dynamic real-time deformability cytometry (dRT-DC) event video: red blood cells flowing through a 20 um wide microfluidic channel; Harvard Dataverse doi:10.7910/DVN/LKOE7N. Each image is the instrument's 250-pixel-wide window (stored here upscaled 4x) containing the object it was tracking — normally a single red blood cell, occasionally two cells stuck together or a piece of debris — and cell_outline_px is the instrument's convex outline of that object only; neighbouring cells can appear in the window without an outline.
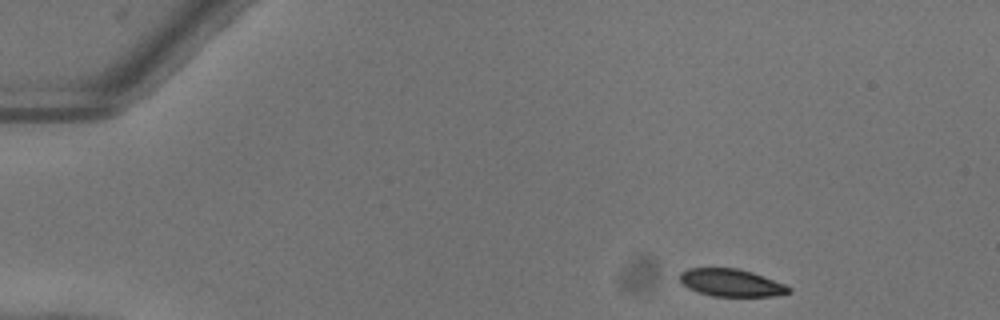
{"species": "common noctule bat (a hibernating species)", "species_latin": "Nyctalus noctula", "temperature_condition": "warm", "stored_images_in_passage": 46, "camera_frame_rate_fps": 3000, "um_per_image_px": 0.085, "animal": {"sex": "female"}, "frame": {"image": 1, "passage_image": 1, "time_ms": 0.0, "image_size_px": [1000, 320], "cell_outline_px": [[792, 292], [772, 296], [712, 296], [696, 292], [688, 288], [680, 280], [680, 272], [688, 268], [736, 268], [752, 272], [784, 284], [792, 288]], "centroid_in_image_um": [62.14, 24.03], "position_along_channel_um": 22.9, "area_um2": 17.4}}
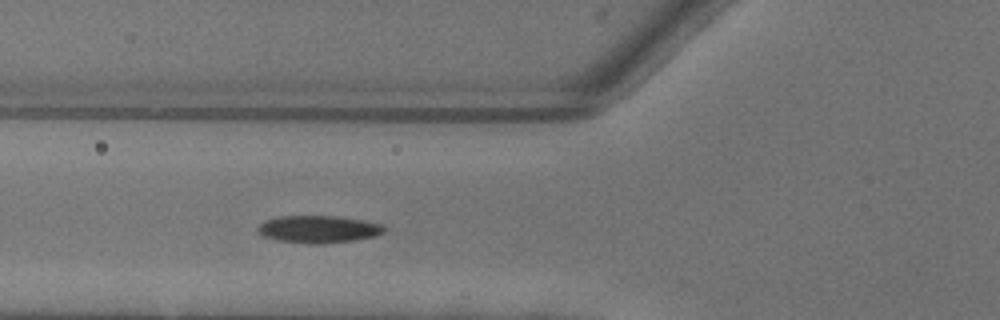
{"frame": {"image": 2, "passage_image": 14, "time_ms": 4.333, "image_size_px": [1000, 320], "cell_outline_px": [[388, 228], [384, 232], [372, 236], [352, 240], [316, 244], [304, 244], [276, 240], [260, 236], [256, 232], [256, 228], [260, 224], [268, 220], [280, 216], [336, 216], [364, 220], [384, 224]], "centroid_in_image_um": [27.04, 19.48], "position_along_channel_um": 98.8, "area_um2": 20.29}}
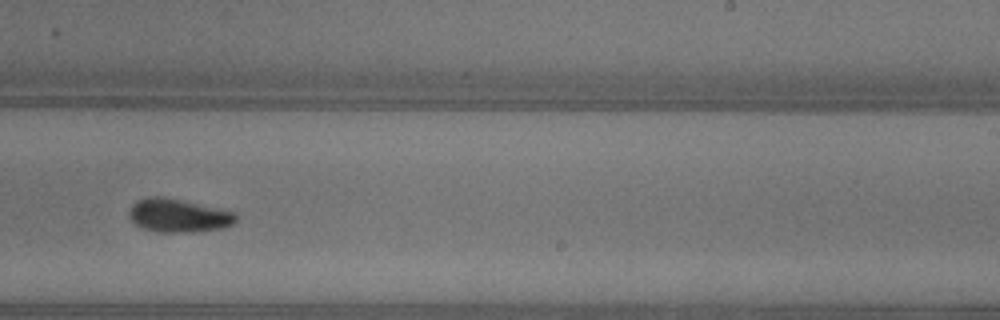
{"frame": {"image": 3, "passage_image": 27, "time_ms": 8.667, "image_size_px": [1000, 320], "cell_outline_px": [[236, 220], [232, 224], [220, 228], [188, 232], [156, 232], [140, 228], [128, 216], [128, 212], [132, 204], [136, 200], [148, 196], [160, 196], [180, 200], [236, 212]], "centroid_in_image_um": [15.09, 18.32], "position_along_channel_um": 273.9, "area_um2": 20.69}, "authors_computed_cell_mechanics": {"area_um2": 19.4208, "velocity_mm_per_s": 4.0437, "shape_relaxation_time_tau1_ms": 3.319, "shape_relaxation_time_tau2_ms": 6.119, "deformation_change_tau1": 0.133, "deformation_change_tau2": 0.0941}}